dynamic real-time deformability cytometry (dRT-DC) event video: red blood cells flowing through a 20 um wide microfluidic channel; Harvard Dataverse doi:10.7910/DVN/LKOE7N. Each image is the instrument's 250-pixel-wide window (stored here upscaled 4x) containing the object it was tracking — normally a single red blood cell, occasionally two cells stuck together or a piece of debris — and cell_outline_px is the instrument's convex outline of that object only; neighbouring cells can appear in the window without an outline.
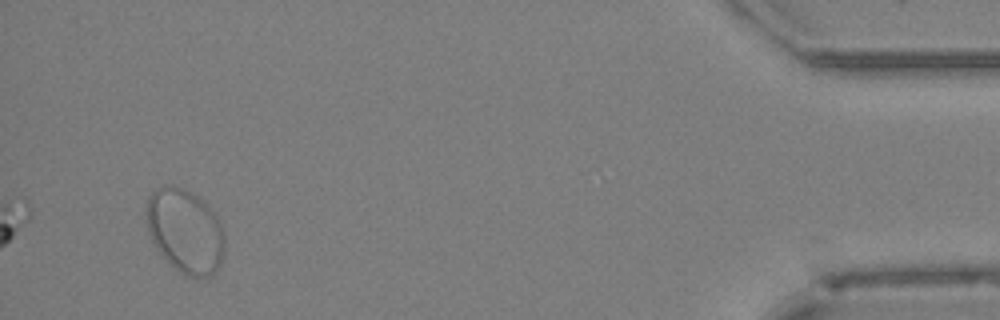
{"species": "Egyptian fruit bat (a non-hibernating species)", "species_latin": "Rousettus aegyptiacus", "temperature_condition": "cold", "stored_images_in_passage": 37, "segment_of_instrument_passage": [2, 2], "camera_frame_rate_fps": 3000, "um_per_image_px": 0.085, "animal": {"sex": "female"}, "frame": {"image": 1, "passage_image": 37, "time_ms": 12.0, "image_size_px": [1000, 320], "cell_outline_px": [[224, 252], [220, 264], [212, 276], [184, 276], [156, 248], [148, 232], [148, 196], [156, 188], [164, 184], [168, 184], [184, 188], [192, 192], [216, 216], [224, 232]], "centroid_in_image_um": [15.74, 19.63], "position_along_channel_um": 419.5, "area_um2": 37.8}}